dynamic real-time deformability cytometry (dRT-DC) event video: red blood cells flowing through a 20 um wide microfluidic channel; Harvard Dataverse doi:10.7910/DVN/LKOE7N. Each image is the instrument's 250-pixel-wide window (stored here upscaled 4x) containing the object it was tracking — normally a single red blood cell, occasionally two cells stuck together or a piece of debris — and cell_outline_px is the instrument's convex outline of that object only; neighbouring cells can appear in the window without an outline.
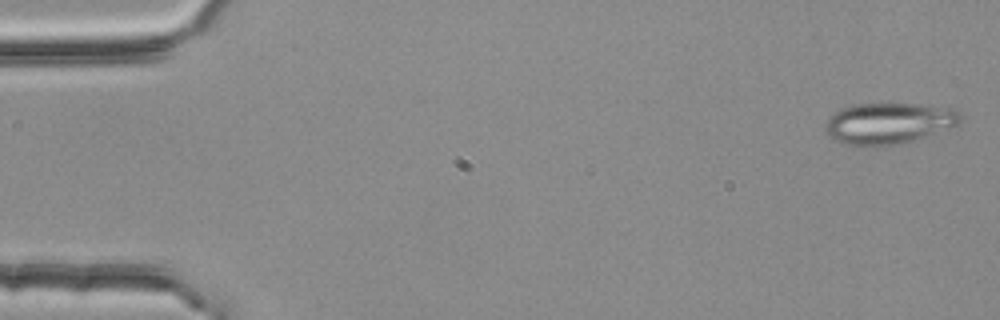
{"species": "common noctule bat (a hibernating species)", "species_latin": "Nyctalus noctula", "temperature_condition": "room temperature", "stored_images_in_passage": 4, "camera_frame_rate_fps": 3000, "um_per_image_px": 0.085, "animal": {"sex": "female", "body_mass_g": 25.1}, "frame": {"image": 1, "passage_image": 1, "time_ms": 0.0, "image_size_px": [1000, 320], "cell_outline_px": [[960, 124], [912, 140], [896, 144], [876, 148], [872, 148], [844, 144], [832, 140], [824, 132], [824, 124], [828, 116], [840, 108], [852, 104], [924, 104], [956, 108], [960, 112]], "centroid_in_image_um": [75.46, 10.49], "position_along_channel_um": 9.5, "area_um2": 33.12}}